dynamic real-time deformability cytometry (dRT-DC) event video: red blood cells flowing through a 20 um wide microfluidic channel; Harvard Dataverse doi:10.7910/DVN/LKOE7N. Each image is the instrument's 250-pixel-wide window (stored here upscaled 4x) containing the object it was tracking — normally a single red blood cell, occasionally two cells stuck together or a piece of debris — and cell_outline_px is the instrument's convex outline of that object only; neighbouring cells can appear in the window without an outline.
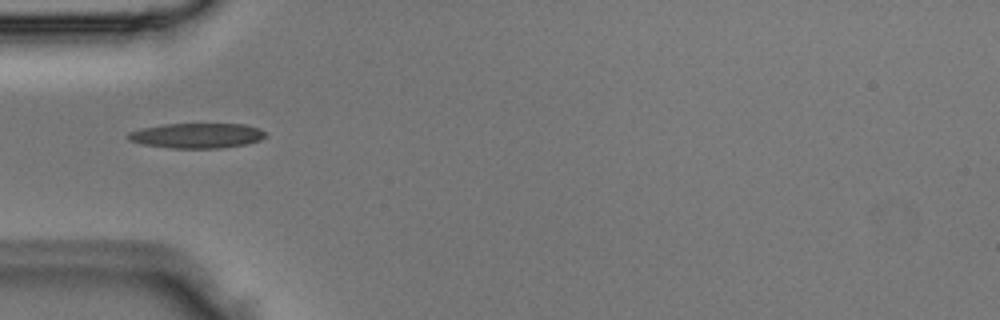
{"species": "Egyptian fruit bat (a non-hibernating species)", "species_latin": "Rousettus aegyptiacus", "temperature_condition": "room temperature", "stored_images_in_passage": 3, "camera_frame_rate_fps": 3000, "um_per_image_px": 0.085, "animal": {"sex": "male"}, "frame": {"image": 1, "passage_image": 3, "time_ms": 0.667, "image_size_px": [1000, 320], "cell_outline_px": [[268, 136], [260, 140], [244, 144], [220, 148], [172, 148], [140, 144], [128, 140], [124, 136], [128, 132], [140, 128], [164, 124], [244, 124], [256, 128], [264, 132]], "centroid_in_image_um": [16.65, 11.53], "position_along_channel_um": 68.3, "area_um2": 20.11}}